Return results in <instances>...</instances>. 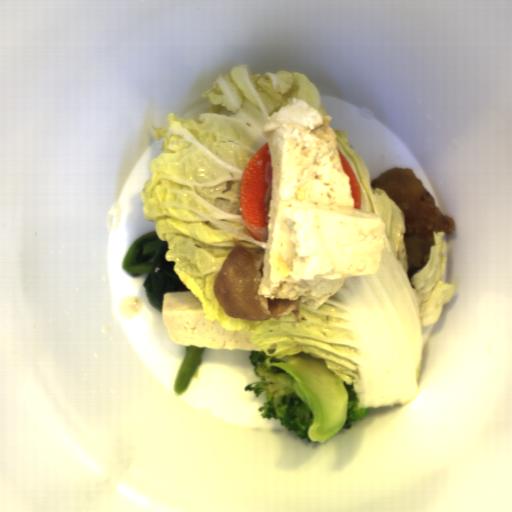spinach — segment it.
<instances>
[{"mask_svg": "<svg viewBox=\"0 0 512 512\" xmlns=\"http://www.w3.org/2000/svg\"><path fill=\"white\" fill-rule=\"evenodd\" d=\"M167 250L168 242L161 241L157 231L145 233L131 243L121 265L131 278L148 275L142 284L144 292L149 304L161 314L163 293L189 291L175 274V263L166 260Z\"/></svg>", "mask_w": 512, "mask_h": 512, "instance_id": "spinach-1", "label": "spinach"}, {"mask_svg": "<svg viewBox=\"0 0 512 512\" xmlns=\"http://www.w3.org/2000/svg\"><path fill=\"white\" fill-rule=\"evenodd\" d=\"M205 348L185 346V354L174 380L173 391L177 395L184 393L190 386L192 378L199 380V367Z\"/></svg>", "mask_w": 512, "mask_h": 512, "instance_id": "spinach-2", "label": "spinach"}]
</instances>
